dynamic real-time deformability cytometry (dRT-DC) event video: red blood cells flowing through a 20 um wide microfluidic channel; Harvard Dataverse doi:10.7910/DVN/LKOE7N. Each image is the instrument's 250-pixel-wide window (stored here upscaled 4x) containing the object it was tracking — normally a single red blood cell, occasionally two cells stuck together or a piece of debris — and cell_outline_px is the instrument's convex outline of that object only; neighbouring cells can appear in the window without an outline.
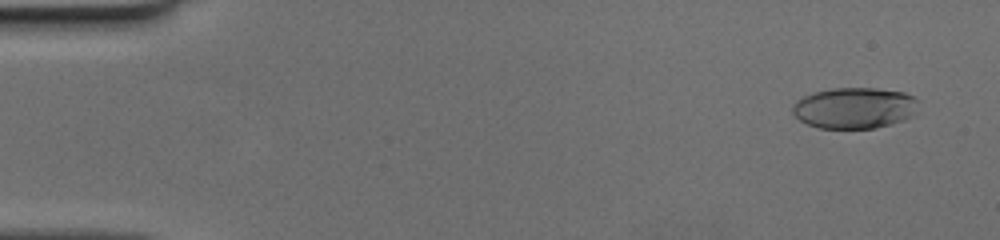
{"species": "human", "species_latin": "Homo sapiens", "temperature_condition": "cold", "stored_images_in_passage": 52, "camera_frame_rate_fps": 3000, "um_per_image_px": 0.085, "donor": {"sex": "female"}, "frame": {"image": 1, "passage_image": 4, "time_ms": 1.0, "image_size_px": [1000, 240], "cell_outline_px": [[916, 116], [892, 124], [876, 128], [816, 128], [800, 120], [792, 112], [792, 108], [796, 100], [804, 96], [816, 92], [832, 88], [876, 88], [904, 92], [912, 96], [916, 100]], "centroid_in_image_um": [72.65, 9.18], "position_along_channel_um": 12.4, "area_um2": 30.23}}
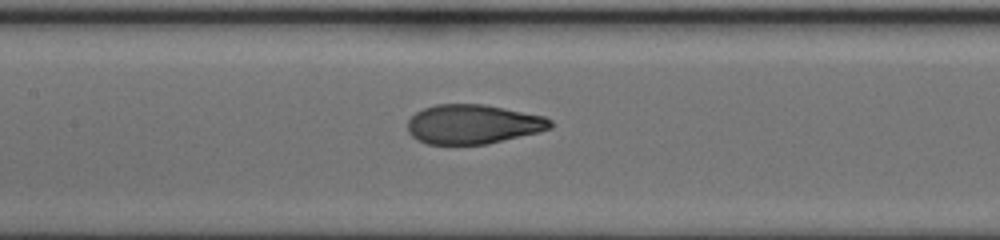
{"frame": {"image": 2, "passage_image": 26, "time_ms": 8.333, "image_size_px": [1000, 240], "cell_outline_px": [[552, 128], [488, 144], [428, 144], [416, 140], [408, 132], [408, 120], [416, 112], [424, 108], [436, 104], [484, 104], [544, 116], [552, 120]], "centroid_in_image_um": [40.18, 10.56], "position_along_channel_um": 167.2, "area_um2": 32.66}}
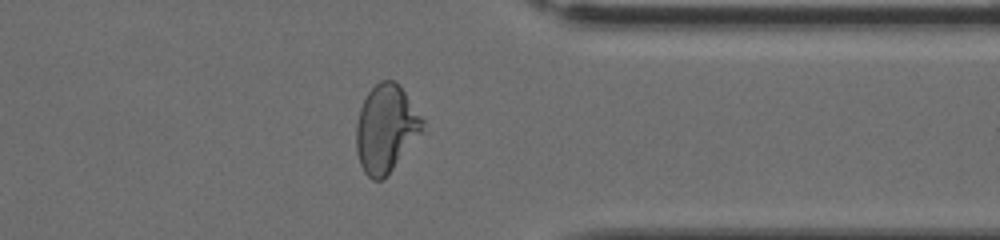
{"frame": {"image": 3, "passage_image": 42, "time_ms": 13.667, "image_size_px": [1000, 240], "cell_outline_px": [[424, 124], [420, 132], [384, 180], [372, 180], [364, 172], [360, 164], [356, 152], [356, 124], [360, 108], [368, 92], [380, 80], [396, 80], [400, 84], [424, 120]], "centroid_in_image_um": [32.77, 10.91], "position_along_channel_um": 378.6, "area_um2": 33.58}}